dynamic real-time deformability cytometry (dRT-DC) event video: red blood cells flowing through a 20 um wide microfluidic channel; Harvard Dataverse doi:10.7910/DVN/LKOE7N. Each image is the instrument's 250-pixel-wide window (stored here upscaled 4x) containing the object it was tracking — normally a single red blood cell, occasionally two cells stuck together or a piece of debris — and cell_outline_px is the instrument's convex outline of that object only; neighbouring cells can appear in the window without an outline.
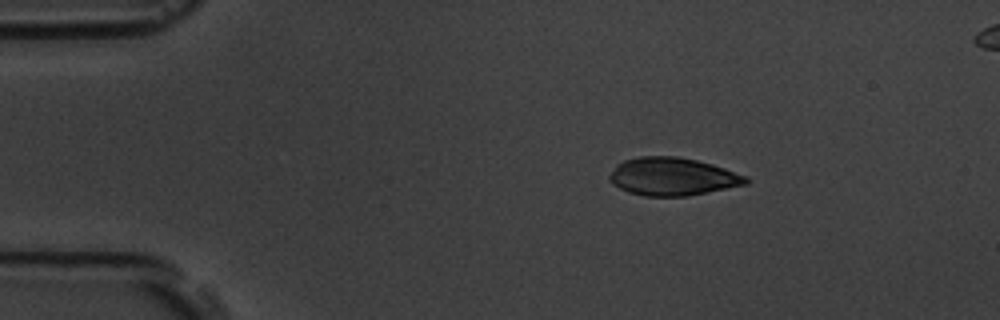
{"species": "common noctule bat (a hibernating species)", "species_latin": "Nyctalus noctula", "temperature_condition": "room temperature", "stored_images_in_passage": 5, "segment_of_instrument_passage": [1, 2], "camera_frame_rate_fps": 3000, "um_per_image_px": 0.085, "animal": {"sex": "male", "body_mass_g": 19.5, "forearm_length_mm": 54.6}, "frame": {"image": 1, "passage_image": 2, "time_ms": 0.333, "image_size_px": [1000, 320], "cell_outline_px": [[748, 184], [688, 196], [644, 196], [628, 192], [612, 184], [608, 180], [608, 176], [616, 164], [624, 160], [640, 156], [676, 156], [696, 160], [712, 164], [748, 176]], "centroid_in_image_um": [57.15, 15.01], "position_along_channel_um": 27.9, "area_um2": 30.29}}